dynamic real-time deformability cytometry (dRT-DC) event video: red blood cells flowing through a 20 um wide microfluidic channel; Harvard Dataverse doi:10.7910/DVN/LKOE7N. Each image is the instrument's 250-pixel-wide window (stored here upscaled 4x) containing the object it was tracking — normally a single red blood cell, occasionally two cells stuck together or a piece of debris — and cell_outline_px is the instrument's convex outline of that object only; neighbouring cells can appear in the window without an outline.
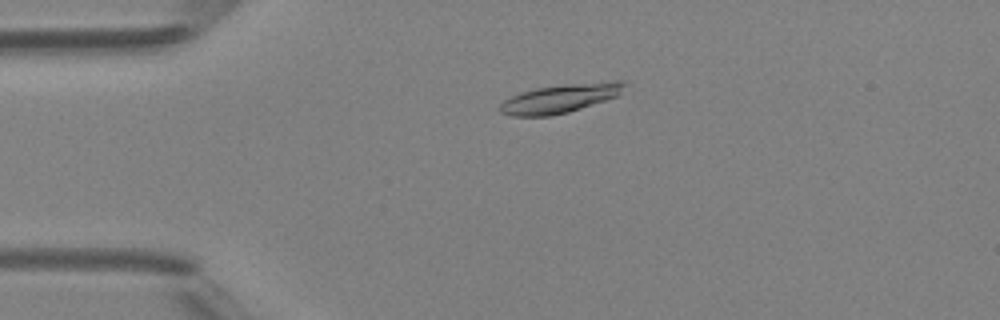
{"species": "Egyptian fruit bat (a non-hibernating species)", "species_latin": "Rousettus aegyptiacus", "temperature_condition": "room temperature", "stored_images_in_passage": 4, "camera_frame_rate_fps": 3000, "um_per_image_px": 0.085, "animal": {"sex": "female"}, "frame": {"image": 1, "passage_image": 1, "time_ms": 0.0, "image_size_px": [1000, 320], "cell_outline_px": [[624, 84], [620, 92], [616, 96], [568, 112], [548, 116], [512, 116], [500, 112], [496, 108], [504, 100], [520, 92], [536, 88], [564, 84], [616, 80], [624, 80]], "centroid_in_image_um": [47.55, 8.36], "position_along_channel_um": 37.5, "area_um2": 20.69}}
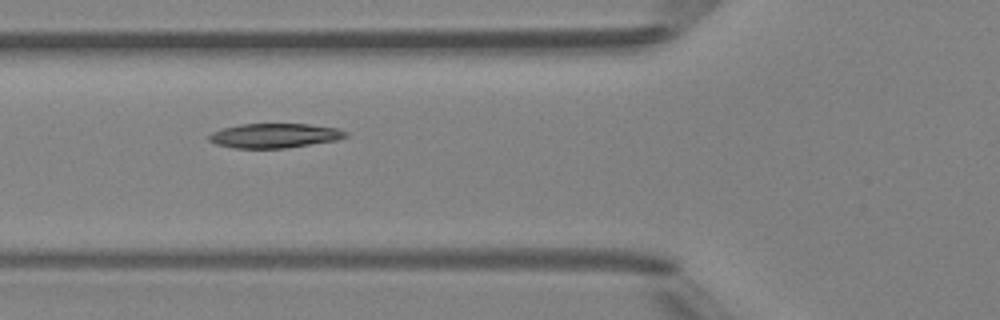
{"frame": {"image": 2, "passage_image": 3, "time_ms": 2.333, "image_size_px": [1000, 320], "cell_outline_px": [[348, 136], [336, 140], [284, 148], [236, 148], [216, 144], [208, 140], [208, 136], [212, 132], [224, 128], [240, 124], [308, 124], [340, 128], [348, 132]], "centroid_in_image_um": [23.36, 11.52], "position_along_channel_um": 102.4, "area_um2": 19.42}}
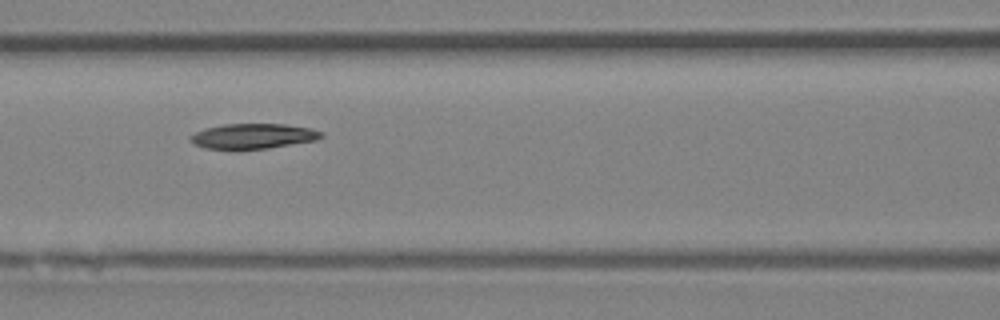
{"frame": {"image": 3, "passage_image": 4, "time_ms": 3.333, "image_size_px": [1000, 320], "cell_outline_px": [[324, 136], [316, 140], [268, 148], [236, 152], [204, 148], [188, 140], [188, 136], [204, 128], [224, 124], [284, 124], [312, 128], [324, 132]], "centroid_in_image_um": [21.46, 11.6], "position_along_channel_um": 145.1, "area_um2": 19.94}}